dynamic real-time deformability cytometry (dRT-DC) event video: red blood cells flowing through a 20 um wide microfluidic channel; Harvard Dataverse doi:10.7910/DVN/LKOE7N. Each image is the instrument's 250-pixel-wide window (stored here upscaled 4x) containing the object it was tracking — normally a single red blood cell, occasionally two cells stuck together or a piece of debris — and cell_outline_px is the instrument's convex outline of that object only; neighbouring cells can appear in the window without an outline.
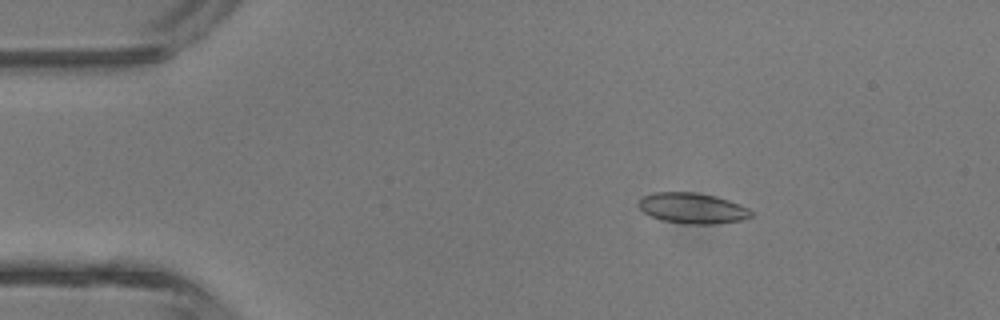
{"species": "common noctule bat (a hibernating species)", "species_latin": "Nyctalus noctula", "temperature_condition": "room temperature", "stored_images_in_passage": 5, "camera_frame_rate_fps": 3000, "um_per_image_px": 0.085, "animal": {"sex": "male", "body_mass_g": 13.3}, "frame": {"image": 1, "passage_image": 3, "time_ms": 2.333, "image_size_px": [1000, 320], "cell_outline_px": [[752, 216], [744, 220], [712, 224], [688, 224], [664, 220], [652, 216], [644, 212], [640, 208], [640, 200], [644, 196], [652, 192], [692, 192], [716, 196], [740, 204], [748, 208], [752, 212]], "centroid_in_image_um": [58.9, 17.69], "position_along_channel_um": 26.1, "area_um2": 19.88}}
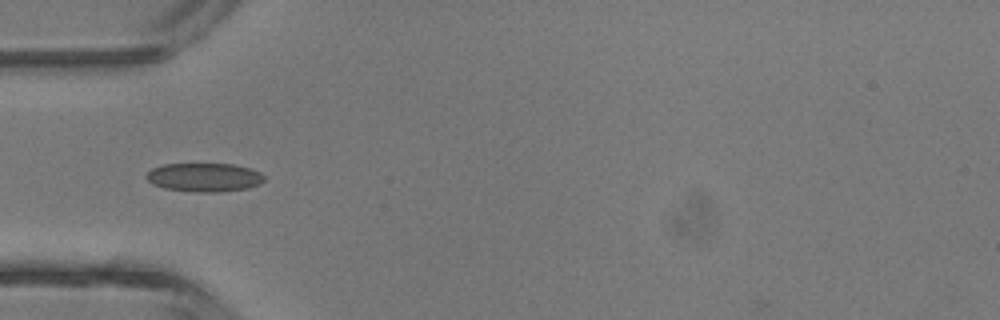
{"frame": {"image": 2, "passage_image": 5, "time_ms": 4.667, "image_size_px": [1000, 320], "cell_outline_px": [[264, 180], [260, 184], [248, 188], [220, 192], [192, 192], [164, 188], [152, 184], [144, 176], [152, 168], [164, 164], [232, 164], [248, 168], [260, 172], [264, 176]], "centroid_in_image_um": [17.34, 15.08], "position_along_channel_um": 67.7, "area_um2": 19.77}}